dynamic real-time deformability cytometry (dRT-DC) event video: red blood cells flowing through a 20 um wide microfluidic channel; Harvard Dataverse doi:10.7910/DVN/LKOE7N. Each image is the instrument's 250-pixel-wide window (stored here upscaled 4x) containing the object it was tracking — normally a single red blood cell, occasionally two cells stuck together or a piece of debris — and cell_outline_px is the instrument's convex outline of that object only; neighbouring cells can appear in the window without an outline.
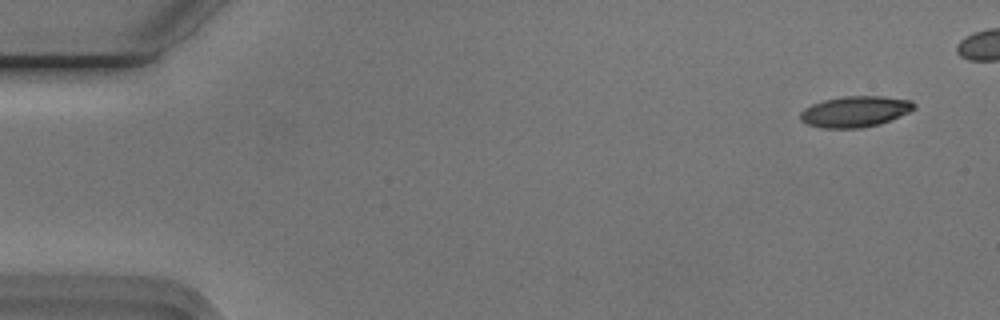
{"species": "Egyptian fruit bat (a non-hibernating species)", "species_latin": "Rousettus aegyptiacus", "temperature_condition": "cold", "stored_images_in_passage": 48, "camera_frame_rate_fps": 3000, "um_per_image_px": 0.085, "animal": {"sex": "male"}, "frame": {"image": 1, "passage_image": 3, "time_ms": 0.667, "image_size_px": [1000, 320], "cell_outline_px": [[916, 108], [908, 112], [880, 124], [860, 128], [820, 128], [808, 124], [800, 120], [800, 112], [804, 108], [812, 104], [824, 100], [844, 96], [880, 96], [912, 100], [916, 104]], "centroid_in_image_um": [72.68, 9.48], "position_along_channel_um": 12.3, "area_um2": 20.52}}
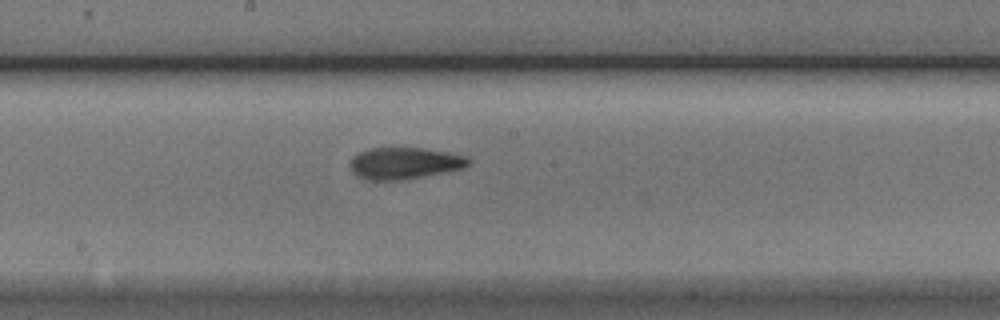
{"frame": {"image": 2, "passage_image": 29, "time_ms": 9.333, "image_size_px": [1000, 320], "cell_outline_px": [[468, 164], [464, 168], [404, 180], [364, 180], [356, 176], [352, 172], [352, 156], [360, 152], [372, 148], [424, 148], [464, 156], [468, 160]], "centroid_in_image_um": [34.33, 13.89], "position_along_channel_um": 213.9, "area_um2": 21.56}}
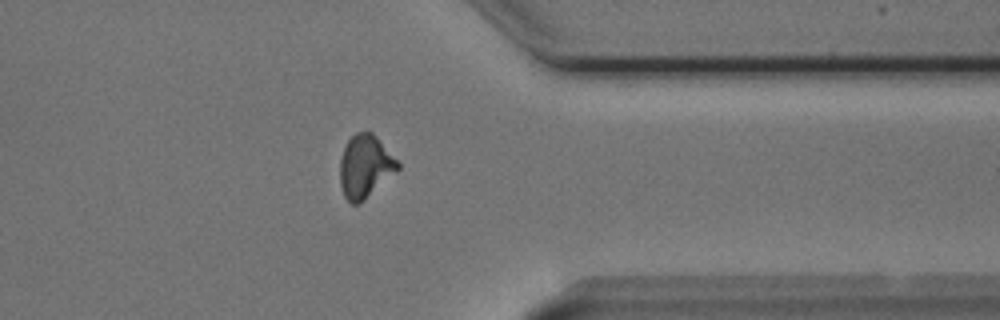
{"frame": {"image": 3, "passage_image": 43, "time_ms": 14.0, "image_size_px": [1000, 320], "cell_outline_px": [[400, 168], [360, 204], [352, 204], [344, 196], [340, 184], [340, 160], [344, 148], [348, 140], [356, 132], [368, 128], [376, 136], [400, 164]], "centroid_in_image_um": [31.02, 14.13], "position_along_channel_um": 380.4, "area_um2": 21.21}, "authors_computed_cell_mechanics": {"area_um2": 20.9525, "velocity_mm_per_s": 3.7494, "shape_relaxation_time_tau1_ms": 6.4218, "shape_relaxation_time_tau2_ms": 2.8219, "deformation_change_tau1": 0.1824, "deformation_change_tau2": 0.1085}}